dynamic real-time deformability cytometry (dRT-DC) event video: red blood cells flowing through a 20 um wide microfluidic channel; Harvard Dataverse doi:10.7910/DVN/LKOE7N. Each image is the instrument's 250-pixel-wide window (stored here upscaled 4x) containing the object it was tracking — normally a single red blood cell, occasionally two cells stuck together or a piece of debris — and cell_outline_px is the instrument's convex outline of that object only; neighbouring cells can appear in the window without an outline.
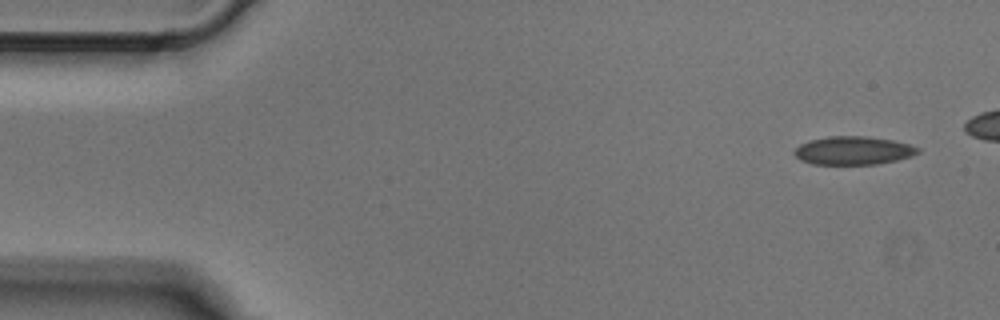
{"species": "Egyptian fruit bat (a non-hibernating species)", "species_latin": "Rousettus aegyptiacus", "temperature_condition": "cold", "stored_images_in_passage": 5, "camera_frame_rate_fps": 3000, "um_per_image_px": 0.085, "animal": {"sex": "male"}, "frame": {"image": 1, "passage_image": 1, "time_ms": 0.0, "image_size_px": [1000, 320], "cell_outline_px": [[920, 152], [912, 156], [896, 160], [876, 164], [812, 164], [800, 160], [792, 152], [800, 144], [808, 140], [828, 136], [864, 136], [892, 140], [908, 144], [920, 148]], "centroid_in_image_um": [72.5, 12.79], "position_along_channel_um": 12.5, "area_um2": 20.4}}
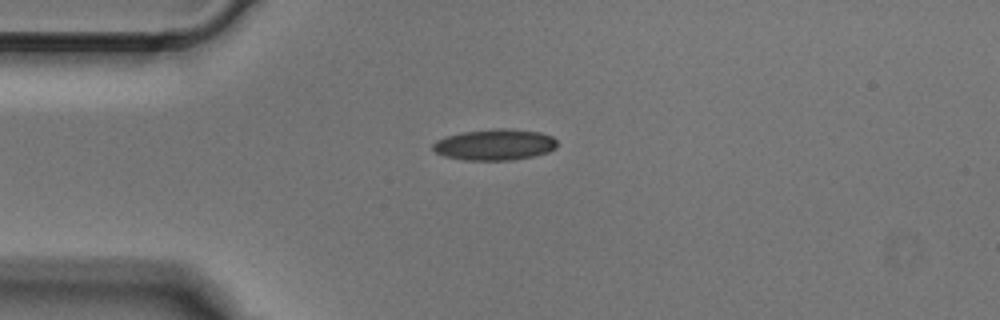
{"frame": {"image": 2, "passage_image": 5, "time_ms": 1.333, "image_size_px": [1000, 320], "cell_outline_px": [[556, 148], [548, 152], [532, 156], [512, 160], [464, 160], [444, 156], [436, 152], [432, 148], [432, 144], [436, 140], [460, 132], [496, 128], [508, 128], [540, 132], [552, 136], [556, 140]], "centroid_in_image_um": [42.05, 12.29], "position_along_channel_um": 43.0, "area_um2": 22.6}}